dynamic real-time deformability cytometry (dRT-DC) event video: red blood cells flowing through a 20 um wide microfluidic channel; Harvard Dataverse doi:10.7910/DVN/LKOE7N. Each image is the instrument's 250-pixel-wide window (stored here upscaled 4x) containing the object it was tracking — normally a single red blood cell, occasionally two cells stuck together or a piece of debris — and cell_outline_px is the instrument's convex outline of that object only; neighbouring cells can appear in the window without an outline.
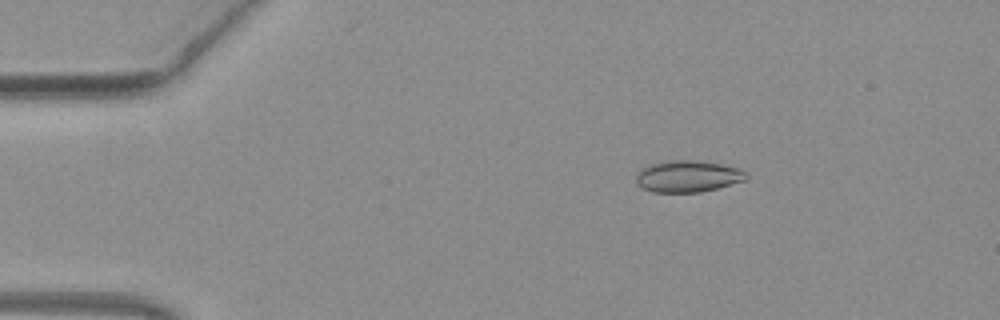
{"species": "common noctule bat (a hibernating species)", "species_latin": "Nyctalus noctula", "temperature_condition": "warm", "stored_images_in_passage": 45, "camera_frame_rate_fps": 3000, "um_per_image_px": 0.085, "animal": {"sex": "female", "body_mass_g": 19.3, "forearm_length_mm": 54.1}, "frame": {"image": 1, "passage_image": 3, "time_ms": 0.667, "image_size_px": [1000, 320], "cell_outline_px": [[748, 176], [744, 180], [716, 188], [700, 192], [652, 192], [636, 184], [636, 176], [644, 168], [652, 164], [668, 160], [700, 160], [740, 168], [748, 172]], "centroid_in_image_um": [58.49, 14.98], "position_along_channel_um": 26.5, "area_um2": 20.17}}
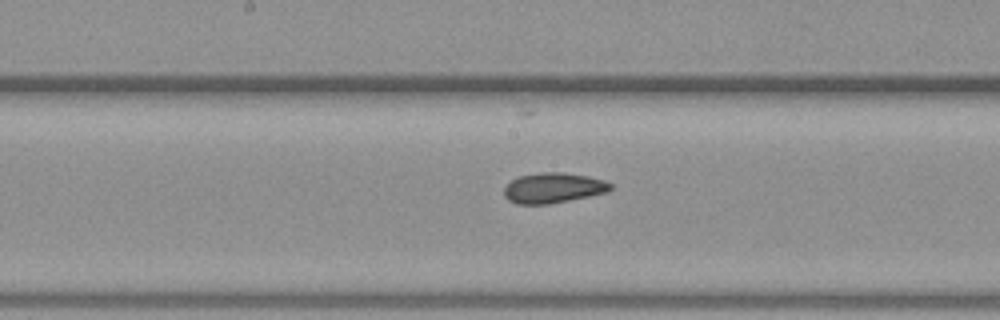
{"frame": {"image": 2, "passage_image": 21, "time_ms": 6.667, "image_size_px": [1000, 320], "cell_outline_px": [[612, 188], [608, 192], [548, 204], [516, 204], [508, 200], [504, 196], [504, 188], [512, 180], [520, 176], [544, 172], [564, 172], [588, 176], [604, 180], [612, 184]], "centroid_in_image_um": [47.03, 15.97], "position_along_channel_um": 201.2, "area_um2": 18.67}}
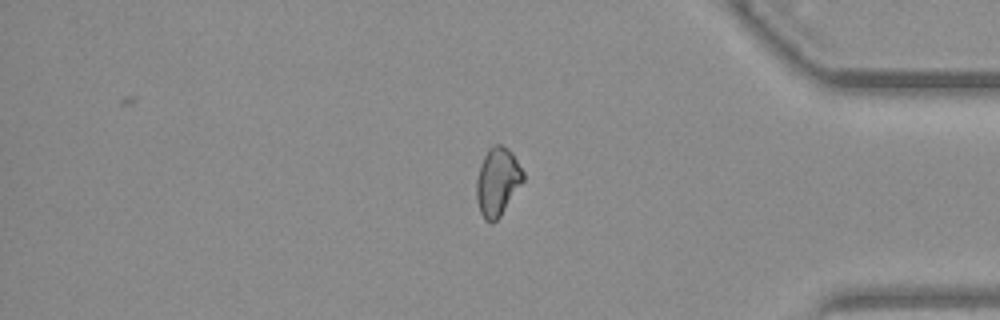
{"frame": {"image": 3, "passage_image": 37, "time_ms": 12.0, "image_size_px": [1000, 320], "cell_outline_px": [[524, 180], [500, 216], [492, 224], [484, 220], [480, 212], [476, 200], [476, 180], [484, 156], [488, 148], [492, 144], [500, 144], [508, 148], [512, 152], [524, 172]], "centroid_in_image_um": [42.28, 15.44], "position_along_channel_um": 392.9, "area_um2": 18.61}, "authors_computed_cell_mechanics": {"area_um2": 18.9584, "velocity_mm_per_s": 4.067, "shape_relaxation_time_tau1_ms": 7.565, "shape_relaxation_time_tau2_ms": 2.3812, "deformation_change_tau1": 0.1277, "deformation_change_tau2": 0.0717}}